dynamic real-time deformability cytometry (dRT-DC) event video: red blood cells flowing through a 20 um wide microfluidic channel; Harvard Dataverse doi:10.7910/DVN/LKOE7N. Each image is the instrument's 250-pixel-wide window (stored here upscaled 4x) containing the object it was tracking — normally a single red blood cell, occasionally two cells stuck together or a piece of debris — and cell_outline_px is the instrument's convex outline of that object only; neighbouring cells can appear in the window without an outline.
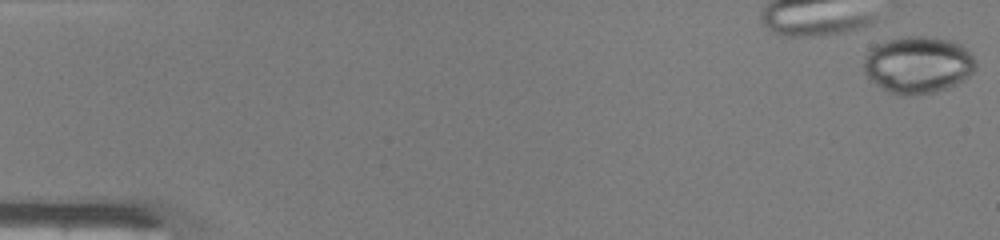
{"species": "common noctule bat (a hibernating species)", "species_latin": "Nyctalus noctula", "temperature_condition": "warm", "stored_images_in_passage": 48, "camera_frame_rate_fps": 3000, "um_per_image_px": 0.085, "animal": {"sex": "male", "body_mass_g": 19.0, "forearm_length_mm": 50.8}, "frame": {"image": 1, "passage_image": 1, "time_ms": 0.0, "image_size_px": [1000, 240], "cell_outline_px": [[976, 68], [964, 80], [948, 88], [936, 92], [908, 96], [900, 96], [888, 92], [876, 84], [864, 72], [864, 60], [868, 52], [876, 44], [900, 36], [924, 36], [952, 40], [960, 44], [972, 56], [976, 64]], "centroid_in_image_um": [78.02, 5.52], "position_along_channel_um": 7.0, "area_um2": 37.28}}
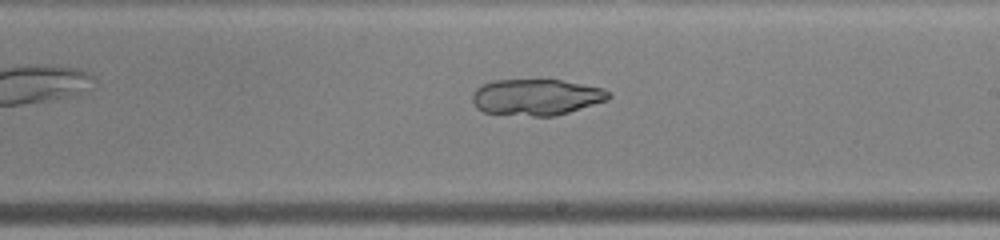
{"frame": {"image": 2, "passage_image": 29, "time_ms": 9.333, "image_size_px": [1000, 240], "cell_outline_px": [[612, 96], [608, 100], [556, 116], [532, 116], [484, 112], [476, 108], [472, 100], [472, 92], [476, 88], [484, 84], [496, 80], [560, 80], [604, 88]], "centroid_in_image_um": [45.59, 8.26], "position_along_channel_um": 243.4, "area_um2": 28.73}}
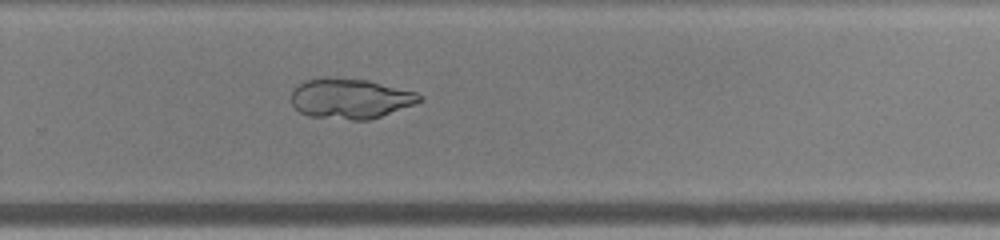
{"frame": {"image": 3, "passage_image": 33, "time_ms": 10.667, "image_size_px": [1000, 240], "cell_outline_px": [[424, 96], [416, 104], [368, 120], [352, 120], [308, 116], [300, 112], [292, 104], [292, 92], [304, 80], [320, 76], [328, 76], [368, 80], [416, 92]], "centroid_in_image_um": [29.76, 8.36], "position_along_channel_um": 300.0, "area_um2": 30.17}}